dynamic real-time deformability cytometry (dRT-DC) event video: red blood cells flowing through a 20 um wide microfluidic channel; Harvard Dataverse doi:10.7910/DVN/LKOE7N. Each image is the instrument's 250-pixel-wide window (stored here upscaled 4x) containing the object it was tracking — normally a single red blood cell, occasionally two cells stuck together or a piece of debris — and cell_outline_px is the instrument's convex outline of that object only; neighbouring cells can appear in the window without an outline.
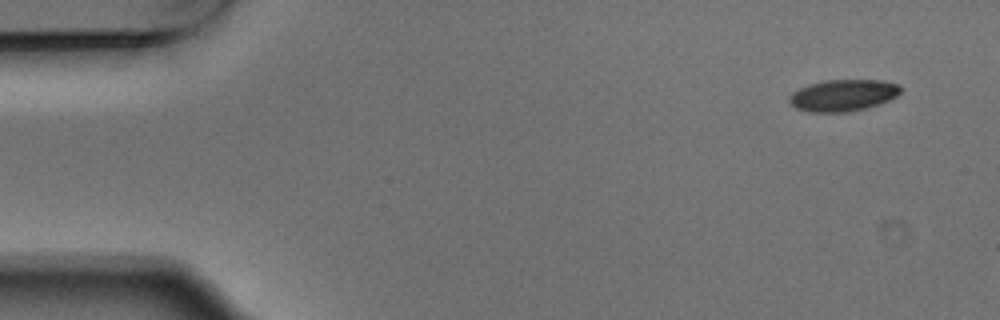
{"species": "Egyptian fruit bat (a non-hibernating species)", "species_latin": "Rousettus aegyptiacus", "temperature_condition": "warm", "stored_images_in_passage": 4, "camera_frame_rate_fps": 3000, "um_per_image_px": 0.085, "animal": {"sex": "male"}, "frame": {"image": 1, "passage_image": 1, "time_ms": 0.0, "image_size_px": [1000, 320], "cell_outline_px": [[900, 92], [896, 96], [880, 104], [848, 112], [808, 112], [796, 108], [788, 100], [788, 96], [792, 92], [808, 84], [824, 80], [884, 80], [900, 84]], "centroid_in_image_um": [71.65, 8.09], "position_along_channel_um": 13.4, "area_um2": 20.63}}